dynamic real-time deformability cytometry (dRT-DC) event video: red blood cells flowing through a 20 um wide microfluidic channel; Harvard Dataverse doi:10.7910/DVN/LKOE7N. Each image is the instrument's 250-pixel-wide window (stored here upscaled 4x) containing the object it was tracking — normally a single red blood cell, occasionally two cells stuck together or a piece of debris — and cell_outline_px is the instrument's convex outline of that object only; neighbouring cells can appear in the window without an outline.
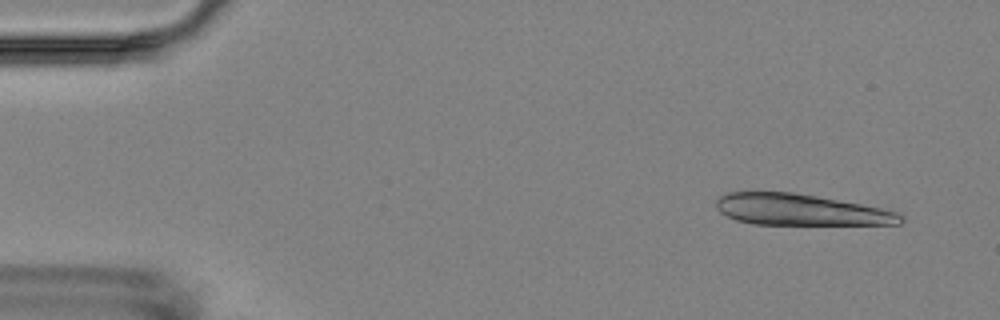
{"species": "Egyptian fruit bat (a non-hibernating species)", "species_latin": "Rousettus aegyptiacus", "temperature_condition": "room temperature", "stored_images_in_passage": 8, "camera_frame_rate_fps": 3000, "um_per_image_px": 0.085, "animal": {"sex": "female"}, "frame": {"image": 1, "passage_image": 1, "time_ms": 0.0, "image_size_px": [1000, 320], "cell_outline_px": [[904, 220], [900, 224], [752, 224], [736, 220], [720, 212], [716, 208], [716, 200], [720, 196], [728, 192], [792, 192], [888, 208], [904, 216]], "centroid_in_image_um": [68.08, 17.83], "position_along_channel_um": 16.9, "area_um2": 33.7}}
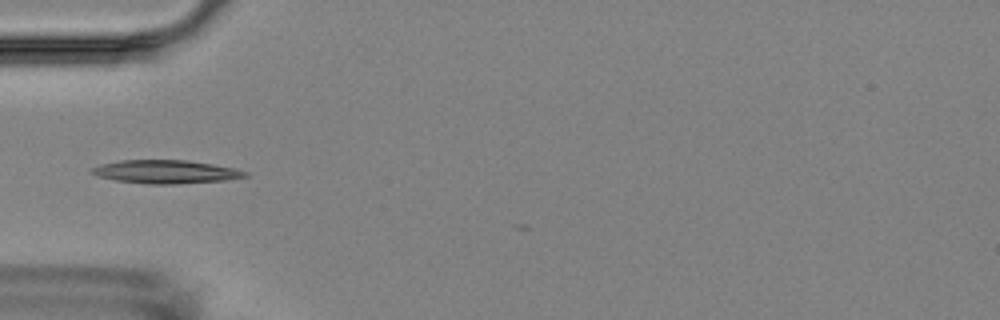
{"frame": {"image": 2, "passage_image": 5, "time_ms": 4.667, "image_size_px": [1000, 320], "cell_outline_px": [[248, 176], [224, 180], [176, 184], [148, 184], [116, 180], [96, 176], [88, 172], [88, 168], [100, 164], [120, 160], [188, 160], [212, 164], [232, 168], [248, 172]], "centroid_in_image_um": [14.0, 14.59], "position_along_channel_um": 71.0, "area_um2": 20.92}}